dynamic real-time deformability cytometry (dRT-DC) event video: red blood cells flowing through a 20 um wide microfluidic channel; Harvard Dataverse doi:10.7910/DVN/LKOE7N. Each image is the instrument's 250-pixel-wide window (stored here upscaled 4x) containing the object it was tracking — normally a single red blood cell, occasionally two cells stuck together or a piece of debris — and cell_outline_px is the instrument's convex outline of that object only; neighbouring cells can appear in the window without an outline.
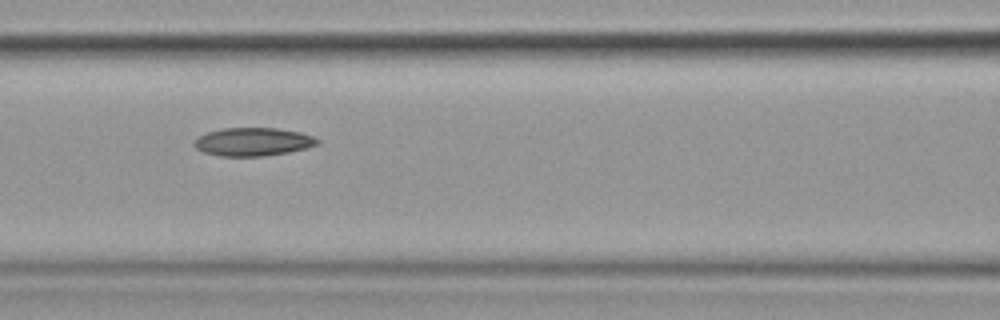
{"species": "common noctule bat (a hibernating species)", "species_latin": "Nyctalus noctula", "temperature_condition": "cold", "stored_images_in_passage": 7, "segment_of_instrument_passage": [1, 2], "camera_frame_rate_fps": 3000, "um_per_image_px": 0.085, "animal": {"sex": "female", "body_mass_g": 19.9}, "frame": {"image": 1, "passage_image": 5, "time_ms": 5.667, "image_size_px": [1000, 320], "cell_outline_px": [[320, 144], [308, 148], [288, 152], [264, 156], [220, 156], [204, 152], [196, 148], [192, 144], [192, 140], [208, 132], [224, 128], [276, 128], [300, 132], [312, 136], [320, 140]], "centroid_in_image_um": [21.51, 12.05], "position_along_channel_um": 145.1, "area_um2": 20.35}}
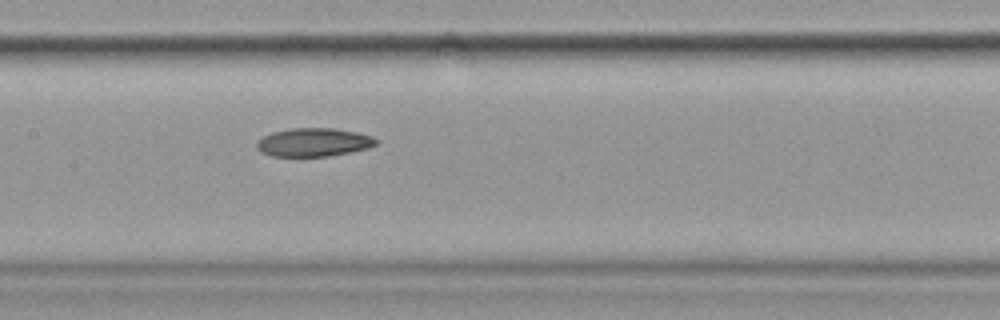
{"frame": {"image": 2, "passage_image": 6, "time_ms": 6.667, "image_size_px": [1000, 320], "cell_outline_px": [[380, 140], [376, 144], [368, 148], [328, 156], [272, 156], [260, 152], [256, 148], [256, 144], [264, 136], [272, 132], [292, 128], [336, 128], [356, 132], [372, 136]], "centroid_in_image_um": [26.67, 12.09], "position_along_channel_um": 180.7, "area_um2": 19.71}}